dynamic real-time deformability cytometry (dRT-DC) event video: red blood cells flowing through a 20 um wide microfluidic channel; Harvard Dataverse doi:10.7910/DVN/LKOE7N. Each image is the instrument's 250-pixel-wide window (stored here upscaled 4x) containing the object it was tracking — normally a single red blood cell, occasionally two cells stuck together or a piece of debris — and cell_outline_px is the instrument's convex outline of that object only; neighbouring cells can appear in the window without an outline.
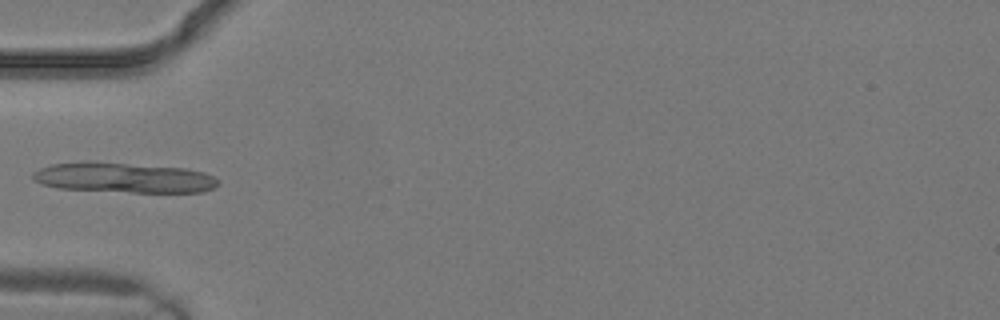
{"species": "common noctule bat (a hibernating species)", "species_latin": "Nyctalus noctula", "temperature_condition": "warm", "stored_images_in_passage": 1, "camera_frame_rate_fps": 3000, "um_per_image_px": 0.085, "animal": {"sex": "male", "body_mass_g": 19.2, "forearm_length_mm": 51.8}, "frame": {"image": 1, "passage_image": 1, "time_ms": 0.0, "image_size_px": [1000, 320], "cell_outline_px": [[220, 184], [204, 192], [132, 192], [56, 188], [32, 180], [32, 172], [40, 168], [52, 164], [88, 160], [184, 168], [204, 172], [220, 180]], "centroid_in_image_um": [10.5, 15.09], "position_along_channel_um": 74.5, "area_um2": 32.83}}